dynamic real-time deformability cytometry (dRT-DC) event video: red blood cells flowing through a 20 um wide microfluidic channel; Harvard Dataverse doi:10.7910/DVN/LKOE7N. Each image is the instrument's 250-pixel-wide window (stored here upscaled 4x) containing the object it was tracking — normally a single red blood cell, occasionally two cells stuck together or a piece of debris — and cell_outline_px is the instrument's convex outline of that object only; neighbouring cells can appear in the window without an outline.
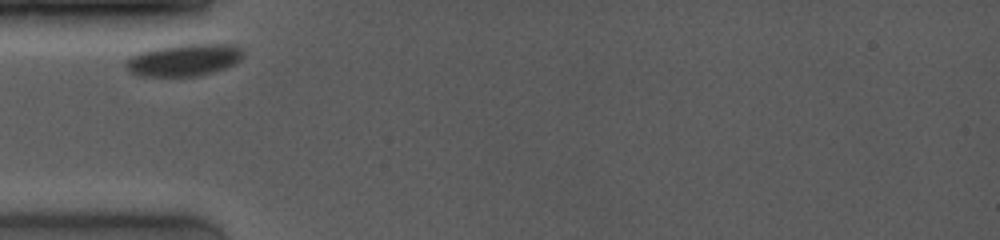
{"species": "common noctule bat (a hibernating species)", "species_latin": "Nyctalus noctula", "temperature_condition": "room temperature", "stored_images_in_passage": 12, "camera_frame_rate_fps": 4000, "um_per_image_px": 0.085, "animal": {"sex": "female", "body_mass_g": 19.0, "forearm_length_mm": 53.3}, "frame": {"image": 1, "passage_image": 1, "time_ms": 0.0, "image_size_px": [1000, 240], "cell_outline_px": [[244, 56], [236, 64], [200, 76], [136, 76], [128, 72], [124, 64], [132, 56], [140, 52], [156, 48], [176, 44], [232, 44], [240, 48], [244, 52]], "centroid_in_image_um": [15.64, 5.1], "position_along_channel_um": 69.4, "area_um2": 22.14}}
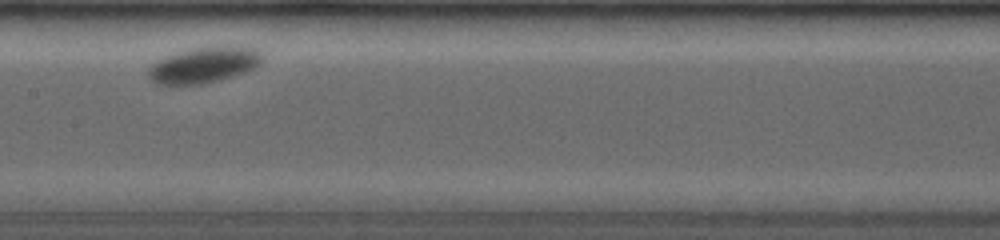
{"frame": {"image": 2, "passage_image": 10, "time_ms": 3.5, "image_size_px": [1000, 240], "cell_outline_px": [[264, 60], [260, 64], [244, 72], [216, 80], [200, 84], [156, 84], [148, 76], [148, 68], [156, 60], [164, 56], [196, 48], [256, 48], [260, 52]], "centroid_in_image_um": [17.28, 5.55], "position_along_channel_um": 190.1, "area_um2": 22.89}}
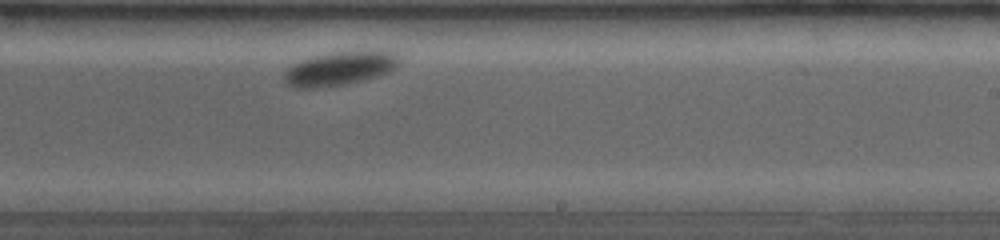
{"frame": {"image": 3, "passage_image": 12, "time_ms": 5.5, "image_size_px": [1000, 240], "cell_outline_px": [[400, 60], [396, 68], [388, 72], [376, 76], [344, 84], [312, 88], [296, 88], [288, 84], [284, 80], [284, 72], [292, 64], [316, 56], [332, 52], [396, 52]], "centroid_in_image_um": [28.86, 5.83], "position_along_channel_um": 260.1, "area_um2": 21.96}}